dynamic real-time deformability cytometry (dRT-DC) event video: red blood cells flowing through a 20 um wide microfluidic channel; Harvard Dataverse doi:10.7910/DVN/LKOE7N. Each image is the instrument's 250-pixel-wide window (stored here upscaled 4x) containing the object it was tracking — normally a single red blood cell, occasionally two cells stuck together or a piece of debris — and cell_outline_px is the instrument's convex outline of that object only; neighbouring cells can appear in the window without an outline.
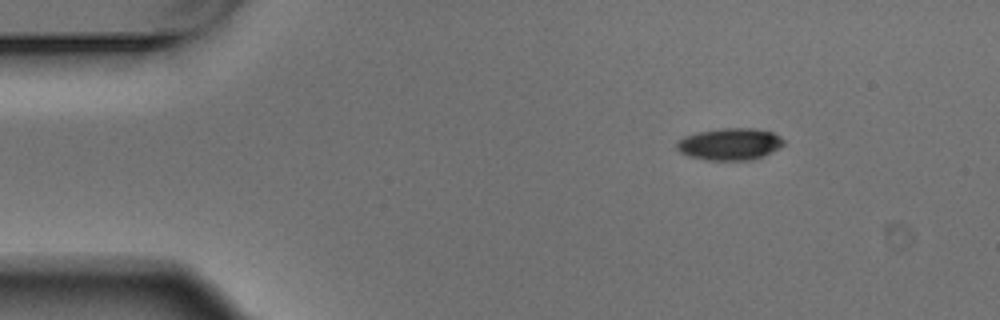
{"species": "Egyptian fruit bat (a non-hibernating species)", "species_latin": "Rousettus aegyptiacus", "temperature_condition": "warm", "stored_images_in_passage": 4, "segment_of_instrument_passage": [1, 2], "camera_frame_rate_fps": 3000, "um_per_image_px": 0.085, "animal": {"sex": "male"}, "frame": {"image": 1, "passage_image": 1, "time_ms": 0.0, "image_size_px": [1000, 320], "cell_outline_px": [[784, 144], [772, 152], [764, 156], [752, 160], [704, 160], [688, 156], [680, 152], [676, 148], [676, 140], [684, 136], [700, 132], [724, 128], [752, 128], [772, 132], [780, 136], [784, 140]], "centroid_in_image_um": [62.02, 12.26], "position_along_channel_um": 23.0, "area_um2": 20.0}}